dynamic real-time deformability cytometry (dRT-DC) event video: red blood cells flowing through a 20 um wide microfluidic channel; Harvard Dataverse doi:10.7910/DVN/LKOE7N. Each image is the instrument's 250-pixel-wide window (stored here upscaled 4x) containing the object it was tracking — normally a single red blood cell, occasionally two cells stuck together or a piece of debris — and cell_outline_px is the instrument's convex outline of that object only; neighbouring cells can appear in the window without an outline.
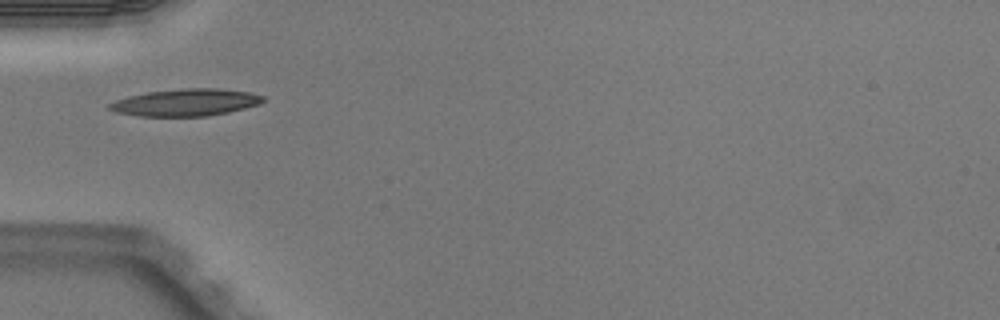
{"species": "Egyptian fruit bat (a non-hibernating species)", "species_latin": "Rousettus aegyptiacus", "temperature_condition": "warm", "stored_images_in_passage": 4, "camera_frame_rate_fps": 3000, "um_per_image_px": 0.085, "animal": {"sex": "male"}, "frame": {"image": 1, "passage_image": 4, "time_ms": 1.0, "image_size_px": [1000, 320], "cell_outline_px": [[268, 100], [260, 104], [228, 112], [208, 116], [140, 116], [116, 112], [108, 108], [108, 104], [116, 100], [148, 92], [184, 88], [216, 88], [248, 92], [264, 96]], "centroid_in_image_um": [15.84, 8.71], "position_along_channel_um": 69.2, "area_um2": 24.1}}